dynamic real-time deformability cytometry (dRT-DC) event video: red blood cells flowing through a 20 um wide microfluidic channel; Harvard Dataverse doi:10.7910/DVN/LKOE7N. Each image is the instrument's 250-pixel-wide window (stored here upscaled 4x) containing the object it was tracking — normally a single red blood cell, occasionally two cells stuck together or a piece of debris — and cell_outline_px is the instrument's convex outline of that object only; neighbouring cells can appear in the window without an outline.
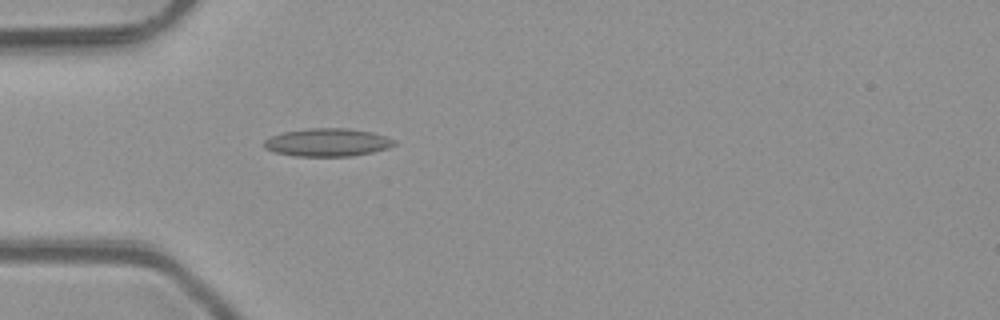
{"species": "common noctule bat (a hibernating species)", "species_latin": "Nyctalus noctula", "temperature_condition": "room temperature", "stored_images_in_passage": 50, "camera_frame_rate_fps": 3000, "um_per_image_px": 0.085, "animal": {"sex": "male", "body_mass_g": 23.1, "forearm_length_mm": 52.7}, "frame": {"image": 1, "passage_image": 15, "time_ms": 4.667, "image_size_px": [1000, 320], "cell_outline_px": [[396, 144], [388, 148], [372, 152], [352, 156], [296, 156], [276, 152], [264, 148], [264, 140], [272, 136], [284, 132], [308, 128], [348, 128], [372, 132], [396, 140]], "centroid_in_image_um": [27.85, 12.1], "position_along_channel_um": 57.1, "area_um2": 21.15}}
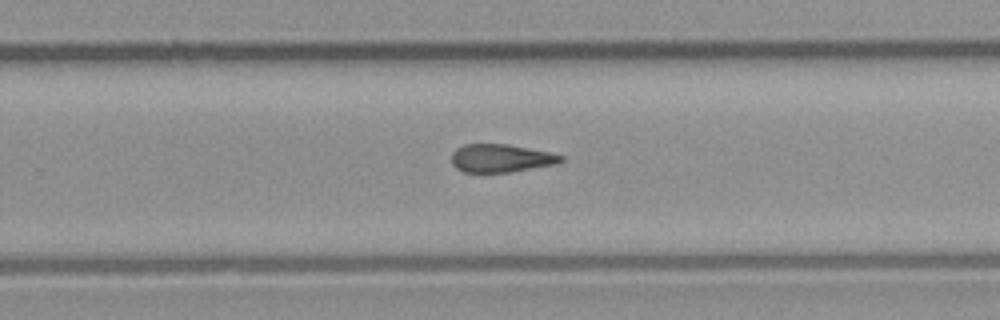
{"frame": {"image": 2, "passage_image": 32, "time_ms": 10.333, "image_size_px": [1000, 320], "cell_outline_px": [[564, 160], [556, 164], [512, 172], [464, 172], [456, 168], [452, 164], [452, 152], [456, 148], [464, 144], [508, 144], [548, 152], [564, 156]], "centroid_in_image_um": [42.57, 13.45], "position_along_channel_um": 287.2, "area_um2": 17.92}}
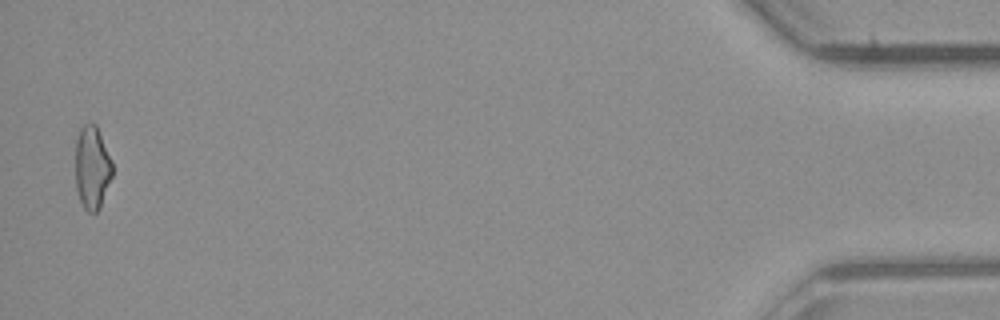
{"frame": {"image": 3, "passage_image": 49, "time_ms": 16.0, "image_size_px": [1000, 320], "cell_outline_px": [[112, 176], [100, 208], [96, 212], [88, 212], [84, 208], [80, 200], [76, 188], [76, 140], [80, 128], [84, 124], [96, 124], [112, 160]], "centroid_in_image_um": [7.83, 14.25], "position_along_channel_um": 427.4, "area_um2": 17.86}, "authors_computed_cell_mechanics": {"area_um2": 18.6405, "velocity_mm_per_s": 4.1353, "shape_relaxation_time_tau1_ms": null, "shape_relaxation_time_tau2_ms": 2.5358, "deformation_change_tau1": null, "deformation_change_tau2": 0.1147}}